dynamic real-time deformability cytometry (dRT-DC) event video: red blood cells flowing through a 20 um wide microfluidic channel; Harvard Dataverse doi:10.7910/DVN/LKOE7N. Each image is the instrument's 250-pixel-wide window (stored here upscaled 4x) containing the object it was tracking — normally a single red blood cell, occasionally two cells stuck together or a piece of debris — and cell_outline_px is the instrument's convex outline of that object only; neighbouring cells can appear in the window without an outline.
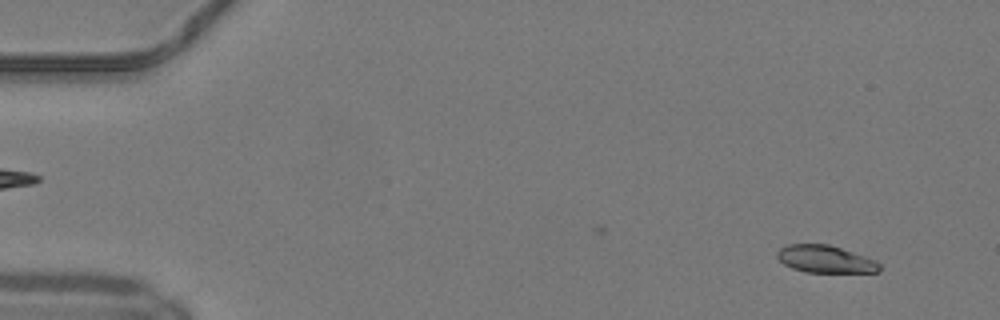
{"species": "common noctule bat (a hibernating species)", "species_latin": "Nyctalus noctula", "temperature_condition": "warm", "stored_images_in_passage": 45, "camera_frame_rate_fps": 3000, "um_per_image_px": 0.085, "animal": {"sex": "male", "body_mass_g": 19.2, "forearm_length_mm": 51.8}, "frame": {"image": 1, "passage_image": 4, "time_ms": 1.0, "image_size_px": [1000, 320], "cell_outline_px": [[880, 272], [804, 272], [792, 268], [784, 264], [776, 256], [776, 252], [780, 248], [788, 244], [828, 244], [876, 260], [880, 264]], "centroid_in_image_um": [70.13, 22.03], "position_along_channel_um": 14.9, "area_um2": 16.24}}
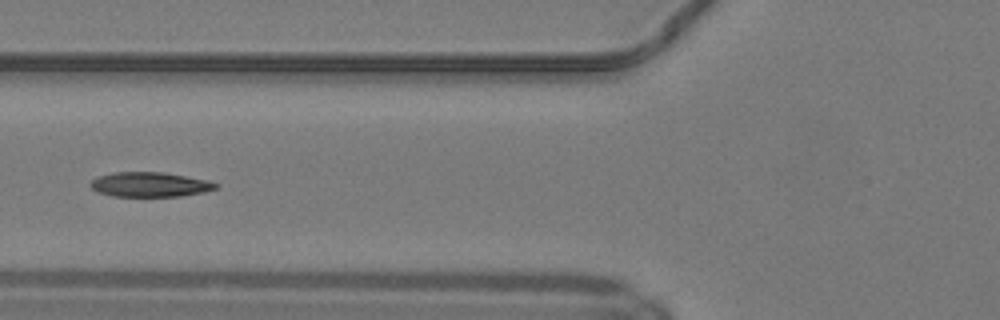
{"frame": {"image": 2, "passage_image": 20, "time_ms": 6.333, "image_size_px": [1000, 320], "cell_outline_px": [[220, 184], [216, 188], [204, 192], [180, 196], [112, 196], [100, 192], [92, 188], [88, 184], [92, 180], [100, 176], [112, 172], [164, 172], [208, 180]], "centroid_in_image_um": [12.76, 15.68], "position_along_channel_um": 113.0, "area_um2": 17.98}}
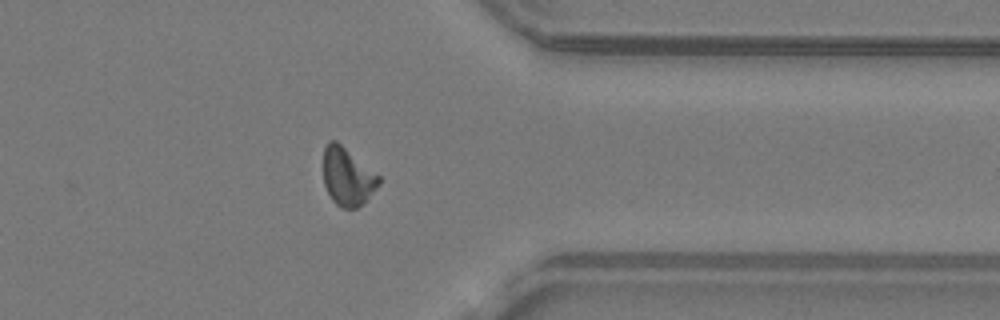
{"frame": {"image": 3, "passage_image": 40, "time_ms": 13.0, "image_size_px": [1000, 320], "cell_outline_px": [[380, 184], [364, 204], [356, 208], [340, 208], [332, 200], [324, 184], [324, 148], [328, 140], [336, 140], [380, 176]], "centroid_in_image_um": [29.54, 15.03], "position_along_channel_um": 381.9, "area_um2": 18.79}, "authors_computed_cell_mechanics": {"area_um2": 18.207, "velocity_mm_per_s": 4.1612, "shape_relaxation_time_tau1_ms": null, "shape_relaxation_time_tau2_ms": 2.9292, "deformation_change_tau1": null, "deformation_change_tau2": 0.0884}}